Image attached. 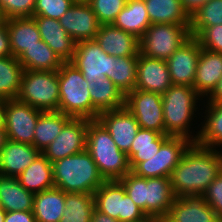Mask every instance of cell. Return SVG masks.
Returning a JSON list of instances; mask_svg holds the SVG:
<instances>
[{
    "mask_svg": "<svg viewBox=\"0 0 222 222\" xmlns=\"http://www.w3.org/2000/svg\"><path fill=\"white\" fill-rule=\"evenodd\" d=\"M127 0H89L88 4L101 25L112 24L125 7Z\"/></svg>",
    "mask_w": 222,
    "mask_h": 222,
    "instance_id": "40",
    "label": "cell"
},
{
    "mask_svg": "<svg viewBox=\"0 0 222 222\" xmlns=\"http://www.w3.org/2000/svg\"><path fill=\"white\" fill-rule=\"evenodd\" d=\"M42 112L17 99L5 100L2 120L7 138L32 145L37 120Z\"/></svg>",
    "mask_w": 222,
    "mask_h": 222,
    "instance_id": "10",
    "label": "cell"
},
{
    "mask_svg": "<svg viewBox=\"0 0 222 222\" xmlns=\"http://www.w3.org/2000/svg\"><path fill=\"white\" fill-rule=\"evenodd\" d=\"M175 198L170 177L146 178V216L162 221Z\"/></svg>",
    "mask_w": 222,
    "mask_h": 222,
    "instance_id": "23",
    "label": "cell"
},
{
    "mask_svg": "<svg viewBox=\"0 0 222 222\" xmlns=\"http://www.w3.org/2000/svg\"><path fill=\"white\" fill-rule=\"evenodd\" d=\"M72 117L60 111L42 112L34 130L33 146L42 152L61 133Z\"/></svg>",
    "mask_w": 222,
    "mask_h": 222,
    "instance_id": "30",
    "label": "cell"
},
{
    "mask_svg": "<svg viewBox=\"0 0 222 222\" xmlns=\"http://www.w3.org/2000/svg\"><path fill=\"white\" fill-rule=\"evenodd\" d=\"M200 50L199 41L191 37L166 61L173 85L193 87Z\"/></svg>",
    "mask_w": 222,
    "mask_h": 222,
    "instance_id": "15",
    "label": "cell"
},
{
    "mask_svg": "<svg viewBox=\"0 0 222 222\" xmlns=\"http://www.w3.org/2000/svg\"><path fill=\"white\" fill-rule=\"evenodd\" d=\"M12 56L18 58L26 48L41 40L38 26L33 17L6 20Z\"/></svg>",
    "mask_w": 222,
    "mask_h": 222,
    "instance_id": "24",
    "label": "cell"
},
{
    "mask_svg": "<svg viewBox=\"0 0 222 222\" xmlns=\"http://www.w3.org/2000/svg\"><path fill=\"white\" fill-rule=\"evenodd\" d=\"M118 181L132 201L146 214V178L129 172Z\"/></svg>",
    "mask_w": 222,
    "mask_h": 222,
    "instance_id": "39",
    "label": "cell"
},
{
    "mask_svg": "<svg viewBox=\"0 0 222 222\" xmlns=\"http://www.w3.org/2000/svg\"><path fill=\"white\" fill-rule=\"evenodd\" d=\"M54 187L65 193L94 192L105 182L87 150L52 163Z\"/></svg>",
    "mask_w": 222,
    "mask_h": 222,
    "instance_id": "3",
    "label": "cell"
},
{
    "mask_svg": "<svg viewBox=\"0 0 222 222\" xmlns=\"http://www.w3.org/2000/svg\"><path fill=\"white\" fill-rule=\"evenodd\" d=\"M74 1L88 2L89 0H74Z\"/></svg>",
    "mask_w": 222,
    "mask_h": 222,
    "instance_id": "55",
    "label": "cell"
},
{
    "mask_svg": "<svg viewBox=\"0 0 222 222\" xmlns=\"http://www.w3.org/2000/svg\"><path fill=\"white\" fill-rule=\"evenodd\" d=\"M5 100L0 99V122L2 121V115H3V104Z\"/></svg>",
    "mask_w": 222,
    "mask_h": 222,
    "instance_id": "54",
    "label": "cell"
},
{
    "mask_svg": "<svg viewBox=\"0 0 222 222\" xmlns=\"http://www.w3.org/2000/svg\"><path fill=\"white\" fill-rule=\"evenodd\" d=\"M136 222H161L159 219L147 216L145 219Z\"/></svg>",
    "mask_w": 222,
    "mask_h": 222,
    "instance_id": "51",
    "label": "cell"
},
{
    "mask_svg": "<svg viewBox=\"0 0 222 222\" xmlns=\"http://www.w3.org/2000/svg\"><path fill=\"white\" fill-rule=\"evenodd\" d=\"M89 92L92 105L99 113L125 107V95L109 78L98 77L90 84Z\"/></svg>",
    "mask_w": 222,
    "mask_h": 222,
    "instance_id": "33",
    "label": "cell"
},
{
    "mask_svg": "<svg viewBox=\"0 0 222 222\" xmlns=\"http://www.w3.org/2000/svg\"><path fill=\"white\" fill-rule=\"evenodd\" d=\"M86 150L105 181L119 180L131 172L127 154L117 147L98 120L88 122Z\"/></svg>",
    "mask_w": 222,
    "mask_h": 222,
    "instance_id": "4",
    "label": "cell"
},
{
    "mask_svg": "<svg viewBox=\"0 0 222 222\" xmlns=\"http://www.w3.org/2000/svg\"><path fill=\"white\" fill-rule=\"evenodd\" d=\"M12 56L6 23L0 26V57Z\"/></svg>",
    "mask_w": 222,
    "mask_h": 222,
    "instance_id": "46",
    "label": "cell"
},
{
    "mask_svg": "<svg viewBox=\"0 0 222 222\" xmlns=\"http://www.w3.org/2000/svg\"><path fill=\"white\" fill-rule=\"evenodd\" d=\"M58 111L72 118L97 120L99 112L93 107L90 83L72 63L64 62L58 70Z\"/></svg>",
    "mask_w": 222,
    "mask_h": 222,
    "instance_id": "5",
    "label": "cell"
},
{
    "mask_svg": "<svg viewBox=\"0 0 222 222\" xmlns=\"http://www.w3.org/2000/svg\"><path fill=\"white\" fill-rule=\"evenodd\" d=\"M95 40L106 54L113 57L139 55V39L113 24L101 25Z\"/></svg>",
    "mask_w": 222,
    "mask_h": 222,
    "instance_id": "19",
    "label": "cell"
},
{
    "mask_svg": "<svg viewBox=\"0 0 222 222\" xmlns=\"http://www.w3.org/2000/svg\"><path fill=\"white\" fill-rule=\"evenodd\" d=\"M190 38L186 25L151 24L139 39V54L167 61Z\"/></svg>",
    "mask_w": 222,
    "mask_h": 222,
    "instance_id": "7",
    "label": "cell"
},
{
    "mask_svg": "<svg viewBox=\"0 0 222 222\" xmlns=\"http://www.w3.org/2000/svg\"><path fill=\"white\" fill-rule=\"evenodd\" d=\"M40 153L31 144L8 139L0 152V175L17 178Z\"/></svg>",
    "mask_w": 222,
    "mask_h": 222,
    "instance_id": "21",
    "label": "cell"
},
{
    "mask_svg": "<svg viewBox=\"0 0 222 222\" xmlns=\"http://www.w3.org/2000/svg\"><path fill=\"white\" fill-rule=\"evenodd\" d=\"M205 120L201 122L199 128V135L196 143L199 145L219 149L222 147V104L220 103H207L205 106ZM202 128V129H201Z\"/></svg>",
    "mask_w": 222,
    "mask_h": 222,
    "instance_id": "34",
    "label": "cell"
},
{
    "mask_svg": "<svg viewBox=\"0 0 222 222\" xmlns=\"http://www.w3.org/2000/svg\"><path fill=\"white\" fill-rule=\"evenodd\" d=\"M198 100L203 99L195 88L185 85H172L162 94L166 135L185 137L192 142L197 141L199 130L195 134L190 129L193 124L191 121L197 117L195 112L199 109Z\"/></svg>",
    "mask_w": 222,
    "mask_h": 222,
    "instance_id": "2",
    "label": "cell"
},
{
    "mask_svg": "<svg viewBox=\"0 0 222 222\" xmlns=\"http://www.w3.org/2000/svg\"><path fill=\"white\" fill-rule=\"evenodd\" d=\"M136 73L135 89L163 94L173 85L165 60L139 54Z\"/></svg>",
    "mask_w": 222,
    "mask_h": 222,
    "instance_id": "17",
    "label": "cell"
},
{
    "mask_svg": "<svg viewBox=\"0 0 222 222\" xmlns=\"http://www.w3.org/2000/svg\"><path fill=\"white\" fill-rule=\"evenodd\" d=\"M4 222H36L33 211L6 212Z\"/></svg>",
    "mask_w": 222,
    "mask_h": 222,
    "instance_id": "45",
    "label": "cell"
},
{
    "mask_svg": "<svg viewBox=\"0 0 222 222\" xmlns=\"http://www.w3.org/2000/svg\"><path fill=\"white\" fill-rule=\"evenodd\" d=\"M65 210V192L53 187L34 194L33 214L36 222H60Z\"/></svg>",
    "mask_w": 222,
    "mask_h": 222,
    "instance_id": "26",
    "label": "cell"
},
{
    "mask_svg": "<svg viewBox=\"0 0 222 222\" xmlns=\"http://www.w3.org/2000/svg\"><path fill=\"white\" fill-rule=\"evenodd\" d=\"M91 222H119V221L94 209L91 217Z\"/></svg>",
    "mask_w": 222,
    "mask_h": 222,
    "instance_id": "49",
    "label": "cell"
},
{
    "mask_svg": "<svg viewBox=\"0 0 222 222\" xmlns=\"http://www.w3.org/2000/svg\"><path fill=\"white\" fill-rule=\"evenodd\" d=\"M62 28L76 42L95 40L101 26L88 2L75 1L59 19Z\"/></svg>",
    "mask_w": 222,
    "mask_h": 222,
    "instance_id": "14",
    "label": "cell"
},
{
    "mask_svg": "<svg viewBox=\"0 0 222 222\" xmlns=\"http://www.w3.org/2000/svg\"><path fill=\"white\" fill-rule=\"evenodd\" d=\"M7 132L5 130V126L3 124V120L0 122V152L5 143L7 142Z\"/></svg>",
    "mask_w": 222,
    "mask_h": 222,
    "instance_id": "50",
    "label": "cell"
},
{
    "mask_svg": "<svg viewBox=\"0 0 222 222\" xmlns=\"http://www.w3.org/2000/svg\"><path fill=\"white\" fill-rule=\"evenodd\" d=\"M93 195L95 209L119 222H136L147 217L118 180L105 181Z\"/></svg>",
    "mask_w": 222,
    "mask_h": 222,
    "instance_id": "8",
    "label": "cell"
},
{
    "mask_svg": "<svg viewBox=\"0 0 222 222\" xmlns=\"http://www.w3.org/2000/svg\"><path fill=\"white\" fill-rule=\"evenodd\" d=\"M222 24V0H209L190 17L191 37H197L206 27Z\"/></svg>",
    "mask_w": 222,
    "mask_h": 222,
    "instance_id": "38",
    "label": "cell"
},
{
    "mask_svg": "<svg viewBox=\"0 0 222 222\" xmlns=\"http://www.w3.org/2000/svg\"><path fill=\"white\" fill-rule=\"evenodd\" d=\"M125 107L136 118L140 128L166 134L162 94L134 89L125 95Z\"/></svg>",
    "mask_w": 222,
    "mask_h": 222,
    "instance_id": "11",
    "label": "cell"
},
{
    "mask_svg": "<svg viewBox=\"0 0 222 222\" xmlns=\"http://www.w3.org/2000/svg\"><path fill=\"white\" fill-rule=\"evenodd\" d=\"M222 219V171L201 196Z\"/></svg>",
    "mask_w": 222,
    "mask_h": 222,
    "instance_id": "44",
    "label": "cell"
},
{
    "mask_svg": "<svg viewBox=\"0 0 222 222\" xmlns=\"http://www.w3.org/2000/svg\"><path fill=\"white\" fill-rule=\"evenodd\" d=\"M38 26L41 40L60 57L70 62L76 50V41L62 28L59 20L43 16H33Z\"/></svg>",
    "mask_w": 222,
    "mask_h": 222,
    "instance_id": "20",
    "label": "cell"
},
{
    "mask_svg": "<svg viewBox=\"0 0 222 222\" xmlns=\"http://www.w3.org/2000/svg\"><path fill=\"white\" fill-rule=\"evenodd\" d=\"M222 171V149L193 142L173 169L170 182L176 197L202 196Z\"/></svg>",
    "mask_w": 222,
    "mask_h": 222,
    "instance_id": "1",
    "label": "cell"
},
{
    "mask_svg": "<svg viewBox=\"0 0 222 222\" xmlns=\"http://www.w3.org/2000/svg\"><path fill=\"white\" fill-rule=\"evenodd\" d=\"M97 120L106 128L117 147L125 154L129 153L132 142L139 130L136 118L126 107L103 111Z\"/></svg>",
    "mask_w": 222,
    "mask_h": 222,
    "instance_id": "16",
    "label": "cell"
},
{
    "mask_svg": "<svg viewBox=\"0 0 222 222\" xmlns=\"http://www.w3.org/2000/svg\"><path fill=\"white\" fill-rule=\"evenodd\" d=\"M192 143L185 137L169 136L156 154L138 163L131 172L143 178L170 177Z\"/></svg>",
    "mask_w": 222,
    "mask_h": 222,
    "instance_id": "9",
    "label": "cell"
},
{
    "mask_svg": "<svg viewBox=\"0 0 222 222\" xmlns=\"http://www.w3.org/2000/svg\"><path fill=\"white\" fill-rule=\"evenodd\" d=\"M168 137L169 135L161 134L155 130L139 128L127 154L131 170L138 163L149 160L156 154Z\"/></svg>",
    "mask_w": 222,
    "mask_h": 222,
    "instance_id": "31",
    "label": "cell"
},
{
    "mask_svg": "<svg viewBox=\"0 0 222 222\" xmlns=\"http://www.w3.org/2000/svg\"><path fill=\"white\" fill-rule=\"evenodd\" d=\"M196 39L201 48L222 53V24L206 27Z\"/></svg>",
    "mask_w": 222,
    "mask_h": 222,
    "instance_id": "43",
    "label": "cell"
},
{
    "mask_svg": "<svg viewBox=\"0 0 222 222\" xmlns=\"http://www.w3.org/2000/svg\"><path fill=\"white\" fill-rule=\"evenodd\" d=\"M6 17L3 13L2 8L0 7V26L4 25L6 23Z\"/></svg>",
    "mask_w": 222,
    "mask_h": 222,
    "instance_id": "52",
    "label": "cell"
},
{
    "mask_svg": "<svg viewBox=\"0 0 222 222\" xmlns=\"http://www.w3.org/2000/svg\"><path fill=\"white\" fill-rule=\"evenodd\" d=\"M205 100H206V103L222 104V77L218 81L216 88Z\"/></svg>",
    "mask_w": 222,
    "mask_h": 222,
    "instance_id": "48",
    "label": "cell"
},
{
    "mask_svg": "<svg viewBox=\"0 0 222 222\" xmlns=\"http://www.w3.org/2000/svg\"><path fill=\"white\" fill-rule=\"evenodd\" d=\"M34 194L18 178L0 175V207L6 212L33 211Z\"/></svg>",
    "mask_w": 222,
    "mask_h": 222,
    "instance_id": "25",
    "label": "cell"
},
{
    "mask_svg": "<svg viewBox=\"0 0 222 222\" xmlns=\"http://www.w3.org/2000/svg\"><path fill=\"white\" fill-rule=\"evenodd\" d=\"M151 24H176L190 27V17L181 0H144Z\"/></svg>",
    "mask_w": 222,
    "mask_h": 222,
    "instance_id": "29",
    "label": "cell"
},
{
    "mask_svg": "<svg viewBox=\"0 0 222 222\" xmlns=\"http://www.w3.org/2000/svg\"><path fill=\"white\" fill-rule=\"evenodd\" d=\"M16 99L43 112L58 111V70H24Z\"/></svg>",
    "mask_w": 222,
    "mask_h": 222,
    "instance_id": "6",
    "label": "cell"
},
{
    "mask_svg": "<svg viewBox=\"0 0 222 222\" xmlns=\"http://www.w3.org/2000/svg\"><path fill=\"white\" fill-rule=\"evenodd\" d=\"M17 178L33 194L54 187L52 163L42 153Z\"/></svg>",
    "mask_w": 222,
    "mask_h": 222,
    "instance_id": "28",
    "label": "cell"
},
{
    "mask_svg": "<svg viewBox=\"0 0 222 222\" xmlns=\"http://www.w3.org/2000/svg\"><path fill=\"white\" fill-rule=\"evenodd\" d=\"M162 222H222L201 196L176 197Z\"/></svg>",
    "mask_w": 222,
    "mask_h": 222,
    "instance_id": "18",
    "label": "cell"
},
{
    "mask_svg": "<svg viewBox=\"0 0 222 222\" xmlns=\"http://www.w3.org/2000/svg\"><path fill=\"white\" fill-rule=\"evenodd\" d=\"M17 59L24 70L54 71L59 70L64 63L43 40L33 47L26 48Z\"/></svg>",
    "mask_w": 222,
    "mask_h": 222,
    "instance_id": "32",
    "label": "cell"
},
{
    "mask_svg": "<svg viewBox=\"0 0 222 222\" xmlns=\"http://www.w3.org/2000/svg\"><path fill=\"white\" fill-rule=\"evenodd\" d=\"M138 56L113 57L109 79L124 95L136 87Z\"/></svg>",
    "mask_w": 222,
    "mask_h": 222,
    "instance_id": "36",
    "label": "cell"
},
{
    "mask_svg": "<svg viewBox=\"0 0 222 222\" xmlns=\"http://www.w3.org/2000/svg\"><path fill=\"white\" fill-rule=\"evenodd\" d=\"M87 118H71L61 133L41 153L51 162L78 154L86 150Z\"/></svg>",
    "mask_w": 222,
    "mask_h": 222,
    "instance_id": "12",
    "label": "cell"
},
{
    "mask_svg": "<svg viewBox=\"0 0 222 222\" xmlns=\"http://www.w3.org/2000/svg\"><path fill=\"white\" fill-rule=\"evenodd\" d=\"M209 0H181L185 12L191 17Z\"/></svg>",
    "mask_w": 222,
    "mask_h": 222,
    "instance_id": "47",
    "label": "cell"
},
{
    "mask_svg": "<svg viewBox=\"0 0 222 222\" xmlns=\"http://www.w3.org/2000/svg\"><path fill=\"white\" fill-rule=\"evenodd\" d=\"M94 209L93 194L65 193V210L60 222H91Z\"/></svg>",
    "mask_w": 222,
    "mask_h": 222,
    "instance_id": "37",
    "label": "cell"
},
{
    "mask_svg": "<svg viewBox=\"0 0 222 222\" xmlns=\"http://www.w3.org/2000/svg\"><path fill=\"white\" fill-rule=\"evenodd\" d=\"M35 0H0L6 19L33 17Z\"/></svg>",
    "mask_w": 222,
    "mask_h": 222,
    "instance_id": "42",
    "label": "cell"
},
{
    "mask_svg": "<svg viewBox=\"0 0 222 222\" xmlns=\"http://www.w3.org/2000/svg\"><path fill=\"white\" fill-rule=\"evenodd\" d=\"M222 77V53L201 48L193 83L195 91L202 97H208Z\"/></svg>",
    "mask_w": 222,
    "mask_h": 222,
    "instance_id": "22",
    "label": "cell"
},
{
    "mask_svg": "<svg viewBox=\"0 0 222 222\" xmlns=\"http://www.w3.org/2000/svg\"><path fill=\"white\" fill-rule=\"evenodd\" d=\"M6 211L0 207V222H4Z\"/></svg>",
    "mask_w": 222,
    "mask_h": 222,
    "instance_id": "53",
    "label": "cell"
},
{
    "mask_svg": "<svg viewBox=\"0 0 222 222\" xmlns=\"http://www.w3.org/2000/svg\"><path fill=\"white\" fill-rule=\"evenodd\" d=\"M112 24L140 39L151 25L145 1L127 0Z\"/></svg>",
    "mask_w": 222,
    "mask_h": 222,
    "instance_id": "27",
    "label": "cell"
},
{
    "mask_svg": "<svg viewBox=\"0 0 222 222\" xmlns=\"http://www.w3.org/2000/svg\"><path fill=\"white\" fill-rule=\"evenodd\" d=\"M74 2V0H35L33 16L59 20Z\"/></svg>",
    "mask_w": 222,
    "mask_h": 222,
    "instance_id": "41",
    "label": "cell"
},
{
    "mask_svg": "<svg viewBox=\"0 0 222 222\" xmlns=\"http://www.w3.org/2000/svg\"><path fill=\"white\" fill-rule=\"evenodd\" d=\"M24 67L14 56L0 57V99L12 100L18 97Z\"/></svg>",
    "mask_w": 222,
    "mask_h": 222,
    "instance_id": "35",
    "label": "cell"
},
{
    "mask_svg": "<svg viewBox=\"0 0 222 222\" xmlns=\"http://www.w3.org/2000/svg\"><path fill=\"white\" fill-rule=\"evenodd\" d=\"M70 63L79 69L90 84L98 77H110L111 55L106 54L96 40L77 42Z\"/></svg>",
    "mask_w": 222,
    "mask_h": 222,
    "instance_id": "13",
    "label": "cell"
}]
</instances>
